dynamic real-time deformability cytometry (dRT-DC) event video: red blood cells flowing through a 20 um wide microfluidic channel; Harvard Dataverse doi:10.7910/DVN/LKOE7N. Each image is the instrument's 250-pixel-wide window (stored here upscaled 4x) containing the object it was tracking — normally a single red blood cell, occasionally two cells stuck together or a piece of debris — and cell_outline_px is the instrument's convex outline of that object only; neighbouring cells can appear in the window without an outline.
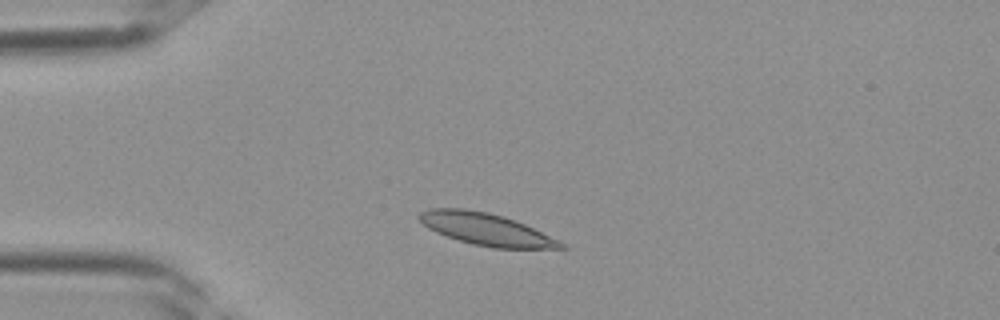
{"species": "Egyptian fruit bat (a non-hibernating species)", "species_latin": "Rousettus aegyptiacus", "temperature_condition": "room temperature", "stored_images_in_passage": 32, "camera_frame_rate_fps": 3000, "um_per_image_px": 0.085, "frame": {"image": 1, "passage_image": 4, "time_ms": 1.0, "image_size_px": [1000, 320], "cell_outline_px": [[568, 248], [492, 248], [472, 244], [436, 232], [428, 228], [416, 216], [420, 212], [428, 208], [464, 208], [488, 212], [504, 216], [524, 224], [560, 240]], "centroid_in_image_um": [41.31, 19.47], "position_along_channel_um": 43.7, "area_um2": 26.36}}
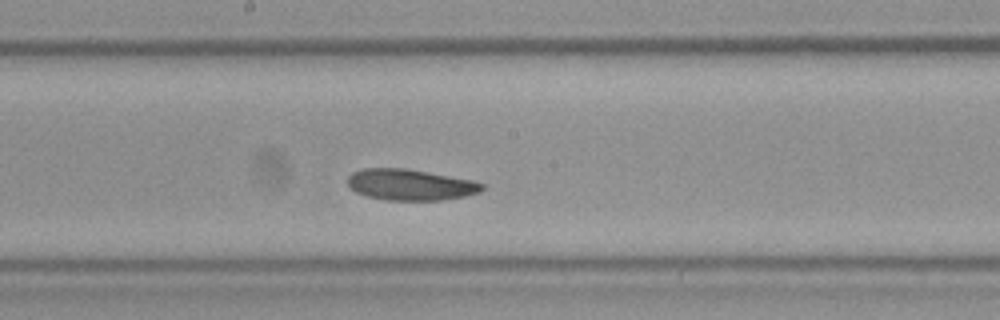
{"frame": {"image": 2, "passage_image": 15, "time_ms": 4.667, "image_size_px": [1000, 320], "cell_outline_px": [[484, 188], [480, 192], [464, 196], [440, 200], [384, 200], [368, 196], [356, 192], [348, 184], [348, 176], [352, 172], [364, 168], [408, 168], [472, 180], [484, 184]], "centroid_in_image_um": [34.87, 15.69], "position_along_channel_um": 213.3, "area_um2": 24.33}}
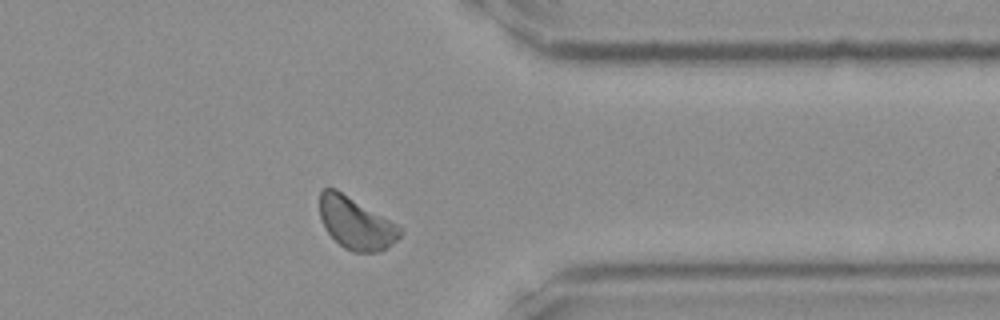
{"frame": {"image": 3, "passage_image": 25, "time_ms": 8.0, "image_size_px": [1000, 320], "cell_outline_px": [[404, 232], [396, 240], [380, 252], [352, 252], [344, 248], [324, 228], [320, 220], [320, 192], [324, 188], [336, 188], [404, 228]], "centroid_in_image_um": [30.26, 18.97], "position_along_channel_um": 381.1, "area_um2": 24.39}}